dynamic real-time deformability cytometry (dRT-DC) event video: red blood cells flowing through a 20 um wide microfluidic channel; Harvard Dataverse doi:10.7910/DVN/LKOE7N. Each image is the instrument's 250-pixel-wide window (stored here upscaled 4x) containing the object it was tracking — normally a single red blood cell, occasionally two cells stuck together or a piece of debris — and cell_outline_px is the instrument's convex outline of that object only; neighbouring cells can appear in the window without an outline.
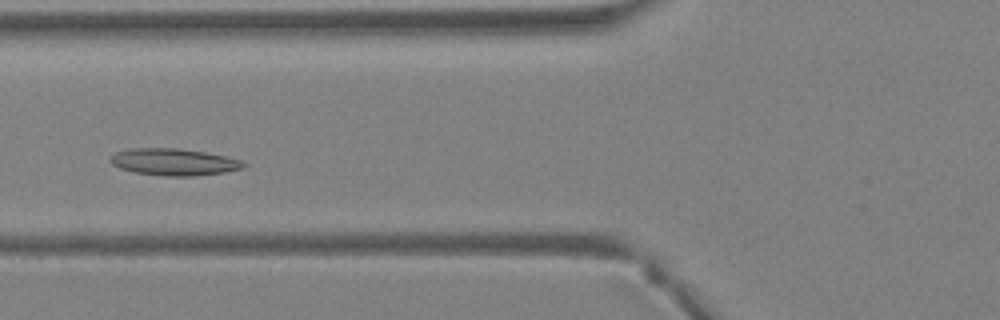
{"species": "Egyptian fruit bat (a non-hibernating species)", "species_latin": "Rousettus aegyptiacus", "temperature_condition": "warm", "stored_images_in_passage": 36, "camera_frame_rate_fps": 3000, "um_per_image_px": 0.085, "animal": {"sex": "female"}, "frame": {"image": 1, "passage_image": 12, "time_ms": 3.667, "image_size_px": [1000, 320], "cell_outline_px": [[248, 164], [244, 168], [224, 172], [192, 176], [164, 176], [132, 172], [120, 168], [112, 164], [108, 160], [116, 152], [132, 148], [180, 148], [204, 152], [224, 156], [240, 160]], "centroid_in_image_um": [14.77, 13.77], "position_along_channel_um": 111.0, "area_um2": 20.87}}
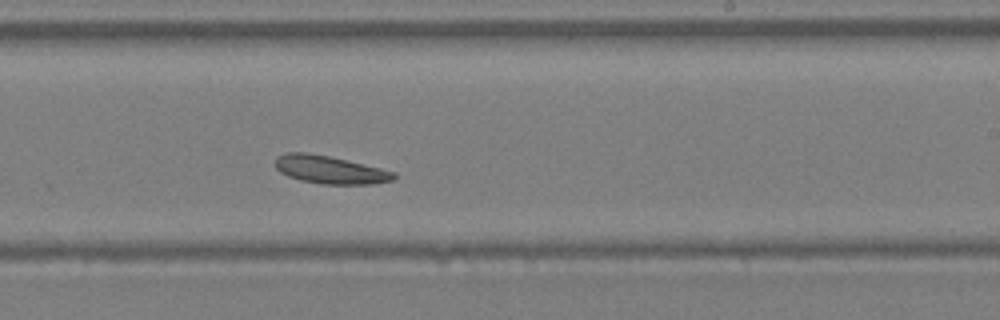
{"frame": {"image": 2, "passage_image": 21, "time_ms": 6.667, "image_size_px": [1000, 320], "cell_outline_px": [[396, 176], [392, 180], [372, 184], [320, 184], [300, 180], [288, 176], [280, 172], [276, 168], [276, 156], [288, 152], [308, 152], [328, 156], [380, 168], [396, 172]], "centroid_in_image_um": [28.02, 14.43], "position_along_channel_um": 261.0, "area_um2": 19.19}}
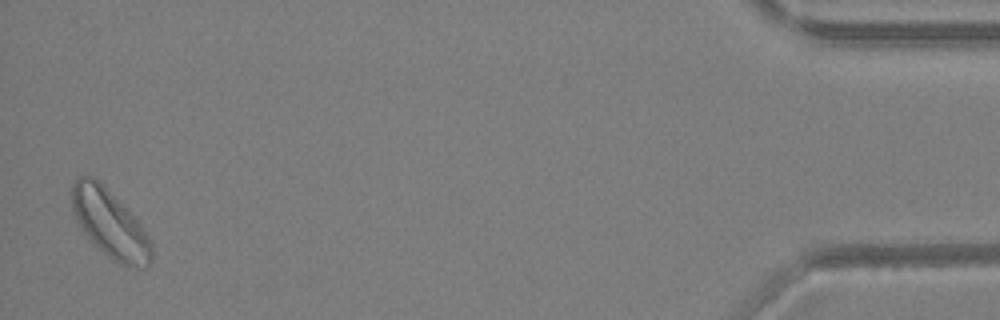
{"frame": {"image": 3, "passage_image": 36, "time_ms": 11.667, "image_size_px": [1000, 320], "cell_outline_px": [[152, 264], [148, 268], [128, 268], [116, 264], [84, 232], [76, 220], [72, 212], [68, 196], [68, 192], [76, 176], [96, 176], [104, 184], [140, 224], [148, 236], [152, 244]], "centroid_in_image_um": [9.31, 18.99], "position_along_channel_um": 425.9, "area_um2": 32.25}}